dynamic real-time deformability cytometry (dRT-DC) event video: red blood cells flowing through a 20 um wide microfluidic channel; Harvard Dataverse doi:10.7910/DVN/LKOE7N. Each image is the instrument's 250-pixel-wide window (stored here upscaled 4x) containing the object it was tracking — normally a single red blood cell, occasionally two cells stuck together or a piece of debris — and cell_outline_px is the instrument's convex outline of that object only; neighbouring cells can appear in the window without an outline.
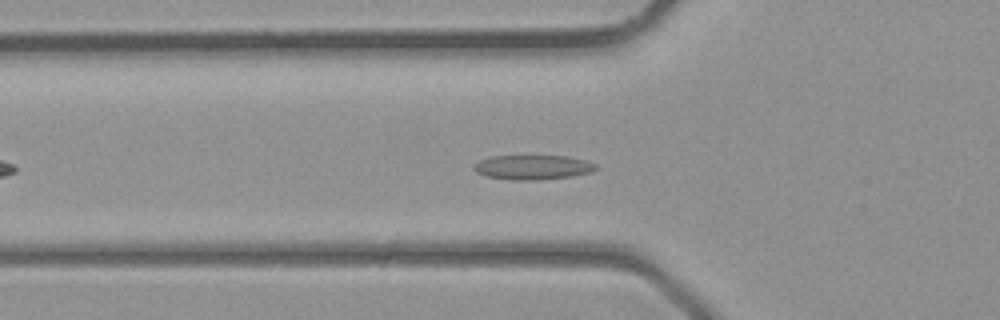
{"species": "common noctule bat (a hibernating species)", "species_latin": "Nyctalus noctula", "temperature_condition": "room temperature", "stored_images_in_passage": 32, "camera_frame_rate_fps": 3000, "um_per_image_px": 0.085, "animal": {"sex": "male", "body_mass_g": 23.1, "forearm_length_mm": 52.7}, "frame": {"image": 1, "passage_image": 7, "time_ms": 2.0, "image_size_px": [1000, 320], "cell_outline_px": [[596, 168], [592, 172], [572, 176], [540, 180], [512, 180], [484, 176], [476, 172], [472, 168], [472, 164], [480, 160], [492, 156], [568, 156], [584, 160], [596, 164]], "centroid_in_image_um": [45.24, 14.22], "position_along_channel_um": 80.6, "area_um2": 17.57}}
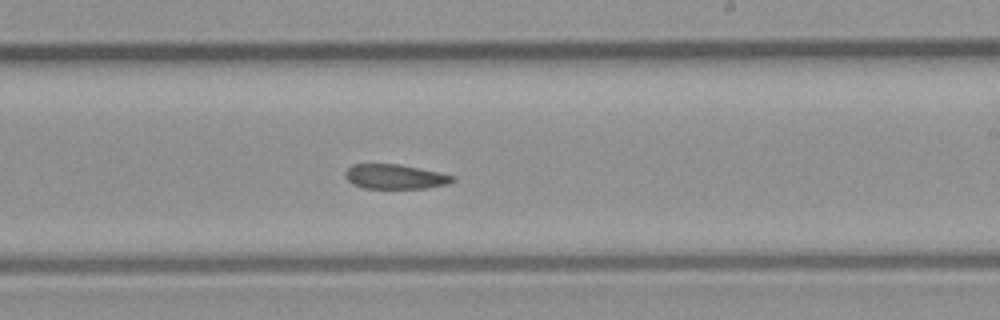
{"frame": {"image": 2, "passage_image": 17, "time_ms": 5.333, "image_size_px": [1000, 320], "cell_outline_px": [[452, 180], [448, 184], [424, 188], [364, 188], [352, 184], [344, 176], [344, 172], [352, 164], [400, 164], [440, 172], [452, 176]], "centroid_in_image_um": [33.52, 15.01], "position_along_channel_um": 255.5, "area_um2": 15.32}}
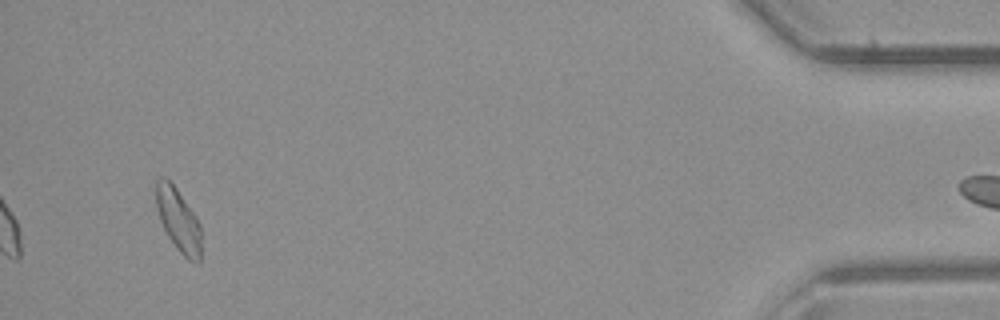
{"frame": {"image": 3, "passage_image": 31, "time_ms": 10.0, "image_size_px": [1000, 320], "cell_outline_px": [[200, 264], [188, 260], [176, 248], [168, 236], [160, 220], [156, 208], [156, 180], [160, 176], [164, 176], [176, 188], [196, 216], [200, 224]], "centroid_in_image_um": [15.15, 18.7], "position_along_channel_um": 420.0, "area_um2": 16.53}}